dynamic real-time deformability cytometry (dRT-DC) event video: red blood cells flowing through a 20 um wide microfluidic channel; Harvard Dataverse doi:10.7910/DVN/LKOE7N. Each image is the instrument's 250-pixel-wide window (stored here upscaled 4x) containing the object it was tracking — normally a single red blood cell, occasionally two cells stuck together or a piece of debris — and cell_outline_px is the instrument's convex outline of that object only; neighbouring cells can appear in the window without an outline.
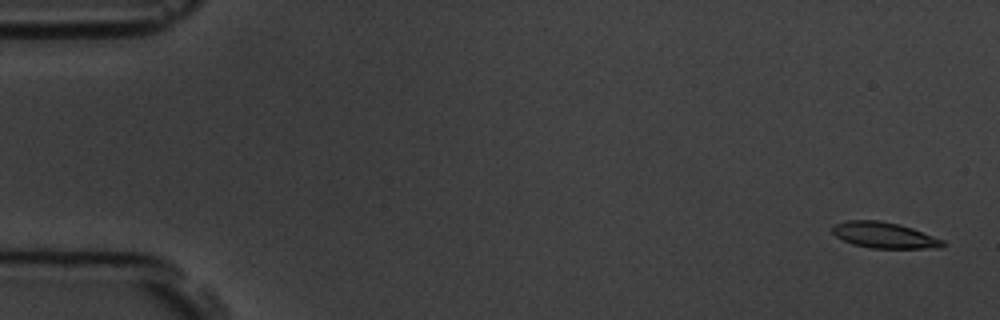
{"species": "common noctule bat (a hibernating species)", "species_latin": "Nyctalus noctula", "temperature_condition": "room temperature", "stored_images_in_passage": 3, "camera_frame_rate_fps": 3000, "um_per_image_px": 0.085, "animal": {"sex": "male", "body_mass_g": 19.5, "forearm_length_mm": 54.6}, "frame": {"image": 1, "passage_image": 1, "time_ms": 0.0, "image_size_px": [1000, 320], "cell_outline_px": [[944, 244], [940, 248], [872, 248], [852, 244], [836, 236], [832, 232], [832, 224], [848, 220], [880, 220], [900, 224], [912, 228], [944, 240]], "centroid_in_image_um": [75.14, 19.98], "position_along_channel_um": 9.9, "area_um2": 16.7}}